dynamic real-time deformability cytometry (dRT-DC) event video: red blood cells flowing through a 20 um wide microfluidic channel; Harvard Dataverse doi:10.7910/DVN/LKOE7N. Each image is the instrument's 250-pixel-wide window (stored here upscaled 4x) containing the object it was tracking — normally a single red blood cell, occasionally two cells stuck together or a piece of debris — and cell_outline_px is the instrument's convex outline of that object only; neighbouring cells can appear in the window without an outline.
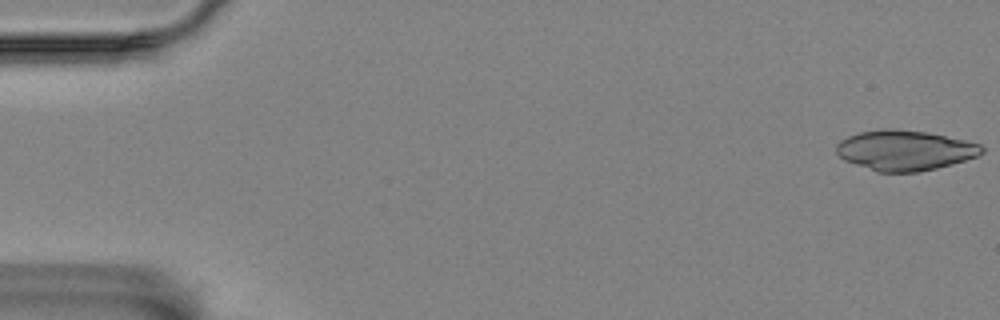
{"species": "Egyptian fruit bat (a non-hibernating species)", "species_latin": "Rousettus aegyptiacus", "temperature_condition": "room temperature", "stored_images_in_passage": 53, "camera_frame_rate_fps": 3000, "um_per_image_px": 0.085, "animal": {"sex": "female"}, "frame": {"image": 1, "passage_image": 1, "time_ms": 0.0, "image_size_px": [1000, 320], "cell_outline_px": [[984, 152], [976, 156], [952, 164], [920, 172], [876, 172], [844, 160], [836, 152], [836, 144], [840, 140], [848, 136], [860, 132], [884, 128], [892, 128], [924, 132], [964, 140], [980, 144], [984, 148]], "centroid_in_image_um": [76.87, 12.78], "position_along_channel_um": 8.1, "area_um2": 33.93}}